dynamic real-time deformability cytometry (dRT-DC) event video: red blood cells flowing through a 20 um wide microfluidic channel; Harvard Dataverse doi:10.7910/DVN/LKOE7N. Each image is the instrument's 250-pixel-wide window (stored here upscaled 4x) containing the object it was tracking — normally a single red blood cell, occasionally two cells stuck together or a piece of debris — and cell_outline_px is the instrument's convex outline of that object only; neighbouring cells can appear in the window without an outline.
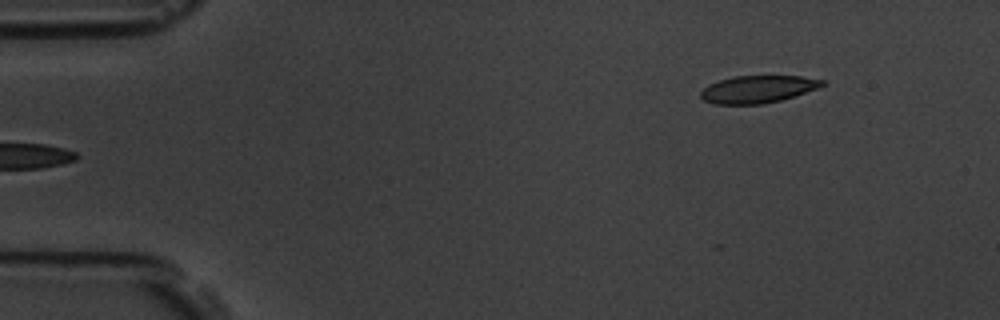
{"species": "common noctule bat (a hibernating species)", "species_latin": "Nyctalus noctula", "temperature_condition": "room temperature", "stored_images_in_passage": 5, "segment_of_instrument_passage": [2, 2], "camera_frame_rate_fps": 3000, "um_per_image_px": 0.085, "animal": {"sex": "male", "body_mass_g": 19.5, "forearm_length_mm": 54.6}, "frame": {"image": 1, "passage_image": 5, "time_ms": 5.333, "image_size_px": [1000, 320], "cell_outline_px": [[824, 84], [816, 88], [780, 100], [764, 104], [712, 104], [704, 100], [700, 96], [700, 92], [708, 84], [720, 80], [736, 76], [800, 76], [824, 80]], "centroid_in_image_um": [64.35, 7.58], "position_along_channel_um": 20.6, "area_um2": 19.13}}